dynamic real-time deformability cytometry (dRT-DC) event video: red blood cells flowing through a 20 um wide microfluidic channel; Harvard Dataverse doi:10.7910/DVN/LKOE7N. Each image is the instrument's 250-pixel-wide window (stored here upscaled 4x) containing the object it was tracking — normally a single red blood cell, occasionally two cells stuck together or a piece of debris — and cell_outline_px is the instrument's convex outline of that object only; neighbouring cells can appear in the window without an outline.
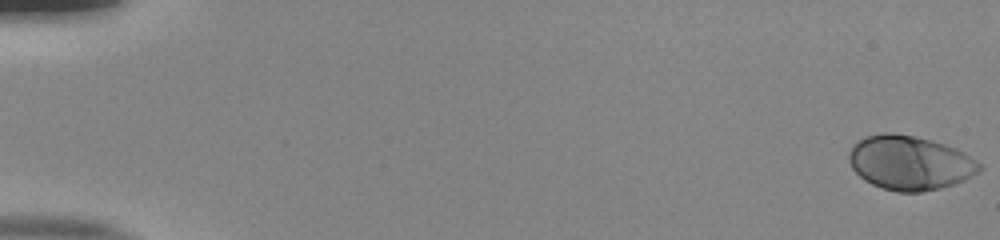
{"species": "human", "species_latin": "Homo sapiens", "temperature_condition": "room temperature", "stored_images_in_passage": 54, "camera_frame_rate_fps": 3000, "um_per_image_px": 0.085, "donor": {"sex": "male"}, "frame": {"image": 1, "passage_image": 1, "time_ms": 0.0, "image_size_px": [1000, 240], "cell_outline_px": [[984, 168], [980, 172], [964, 180], [940, 188], [920, 192], [896, 192], [880, 188], [864, 180], [852, 168], [848, 160], [848, 152], [852, 144], [864, 136], [880, 132], [892, 132], [932, 140], [956, 148], [964, 152], [976, 160]], "centroid_in_image_um": [77.31, 13.83], "position_along_channel_um": 7.7, "area_um2": 41.67}}
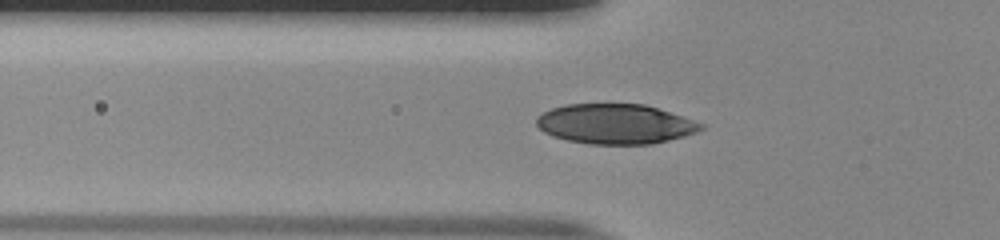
{"frame": {"image": 2, "passage_image": 20, "time_ms": 6.333, "image_size_px": [1000, 240], "cell_outline_px": [[704, 128], [696, 132], [684, 136], [652, 144], [592, 144], [568, 140], [552, 136], [544, 132], [536, 124], [536, 116], [552, 108], [564, 104], [644, 104], [704, 124]], "centroid_in_image_um": [52.26, 10.54], "position_along_channel_um": 73.5, "area_um2": 37.97}}
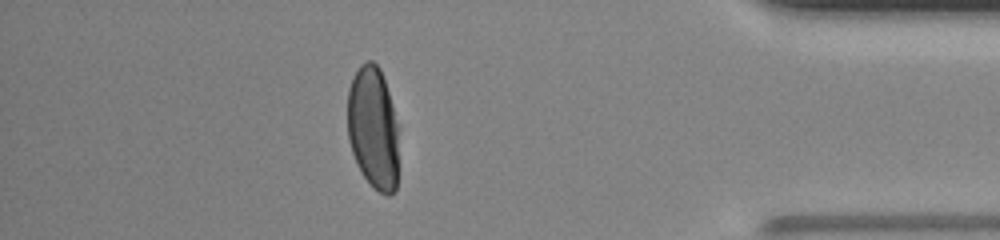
{"frame": {"image": 3, "passage_image": 48, "time_ms": 15.667, "image_size_px": [1000, 240], "cell_outline_px": [[396, 188], [388, 196], [380, 192], [360, 172], [356, 164], [348, 140], [348, 88], [360, 64], [368, 60], [372, 60], [380, 68], [388, 92], [396, 124]], "centroid_in_image_um": [31.67, 10.85], "position_along_channel_um": 403.5, "area_um2": 35.78}, "authors_computed_cell_mechanics": {"area_um2": 39.3907, "velocity_mm_per_s": 3.8885, "shape_relaxation_time_tau1_ms": 3.4991, "shape_relaxation_time_tau2_ms": null, "deformation_change_tau1": 0.1821, "deformation_change_tau2": null}}